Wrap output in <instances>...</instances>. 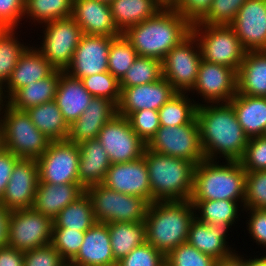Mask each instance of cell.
<instances>
[{
  "mask_svg": "<svg viewBox=\"0 0 266 266\" xmlns=\"http://www.w3.org/2000/svg\"><path fill=\"white\" fill-rule=\"evenodd\" d=\"M217 260L183 243L166 256V266H215Z\"/></svg>",
  "mask_w": 266,
  "mask_h": 266,
  "instance_id": "ee69618b",
  "label": "cell"
},
{
  "mask_svg": "<svg viewBox=\"0 0 266 266\" xmlns=\"http://www.w3.org/2000/svg\"><path fill=\"white\" fill-rule=\"evenodd\" d=\"M260 255L261 253L259 255H253L254 257L247 256V266H266V253H263L262 256Z\"/></svg>",
  "mask_w": 266,
  "mask_h": 266,
  "instance_id": "94428289",
  "label": "cell"
},
{
  "mask_svg": "<svg viewBox=\"0 0 266 266\" xmlns=\"http://www.w3.org/2000/svg\"><path fill=\"white\" fill-rule=\"evenodd\" d=\"M231 228L232 226L205 224L194 218L190 224L187 243L218 261L237 250L229 243L228 232Z\"/></svg>",
  "mask_w": 266,
  "mask_h": 266,
  "instance_id": "cb8c5ba5",
  "label": "cell"
},
{
  "mask_svg": "<svg viewBox=\"0 0 266 266\" xmlns=\"http://www.w3.org/2000/svg\"><path fill=\"white\" fill-rule=\"evenodd\" d=\"M84 234L85 232L69 228H52L51 245L69 263L77 255L83 243Z\"/></svg>",
  "mask_w": 266,
  "mask_h": 266,
  "instance_id": "7bdbcfd3",
  "label": "cell"
},
{
  "mask_svg": "<svg viewBox=\"0 0 266 266\" xmlns=\"http://www.w3.org/2000/svg\"><path fill=\"white\" fill-rule=\"evenodd\" d=\"M95 223L92 203L85 192L59 212L53 220V228H69L70 230L86 232Z\"/></svg>",
  "mask_w": 266,
  "mask_h": 266,
  "instance_id": "8d00e7d4",
  "label": "cell"
},
{
  "mask_svg": "<svg viewBox=\"0 0 266 266\" xmlns=\"http://www.w3.org/2000/svg\"><path fill=\"white\" fill-rule=\"evenodd\" d=\"M181 0H154V3L162 10H175Z\"/></svg>",
  "mask_w": 266,
  "mask_h": 266,
  "instance_id": "91938a15",
  "label": "cell"
},
{
  "mask_svg": "<svg viewBox=\"0 0 266 266\" xmlns=\"http://www.w3.org/2000/svg\"><path fill=\"white\" fill-rule=\"evenodd\" d=\"M25 0H0V22L8 28H22Z\"/></svg>",
  "mask_w": 266,
  "mask_h": 266,
  "instance_id": "f5cc1de1",
  "label": "cell"
},
{
  "mask_svg": "<svg viewBox=\"0 0 266 266\" xmlns=\"http://www.w3.org/2000/svg\"><path fill=\"white\" fill-rule=\"evenodd\" d=\"M111 248L116 262L135 247L147 242L145 222H115L108 224Z\"/></svg>",
  "mask_w": 266,
  "mask_h": 266,
  "instance_id": "e575fe53",
  "label": "cell"
},
{
  "mask_svg": "<svg viewBox=\"0 0 266 266\" xmlns=\"http://www.w3.org/2000/svg\"><path fill=\"white\" fill-rule=\"evenodd\" d=\"M246 170L239 161L203 160L195 166L190 201H244Z\"/></svg>",
  "mask_w": 266,
  "mask_h": 266,
  "instance_id": "277c9868",
  "label": "cell"
},
{
  "mask_svg": "<svg viewBox=\"0 0 266 266\" xmlns=\"http://www.w3.org/2000/svg\"><path fill=\"white\" fill-rule=\"evenodd\" d=\"M61 72L62 70L55 69L48 77L18 89L9 98V105L17 110L26 111L54 100Z\"/></svg>",
  "mask_w": 266,
  "mask_h": 266,
  "instance_id": "4dcf8cb0",
  "label": "cell"
},
{
  "mask_svg": "<svg viewBox=\"0 0 266 266\" xmlns=\"http://www.w3.org/2000/svg\"><path fill=\"white\" fill-rule=\"evenodd\" d=\"M3 148L20 159L37 160L51 142L31 121L29 114L6 106L0 119Z\"/></svg>",
  "mask_w": 266,
  "mask_h": 266,
  "instance_id": "8992f818",
  "label": "cell"
},
{
  "mask_svg": "<svg viewBox=\"0 0 266 266\" xmlns=\"http://www.w3.org/2000/svg\"><path fill=\"white\" fill-rule=\"evenodd\" d=\"M117 266H166V256L146 242L118 261Z\"/></svg>",
  "mask_w": 266,
  "mask_h": 266,
  "instance_id": "7dc6e473",
  "label": "cell"
},
{
  "mask_svg": "<svg viewBox=\"0 0 266 266\" xmlns=\"http://www.w3.org/2000/svg\"><path fill=\"white\" fill-rule=\"evenodd\" d=\"M138 57L131 43L120 35L111 41L108 53V72L120 80Z\"/></svg>",
  "mask_w": 266,
  "mask_h": 266,
  "instance_id": "60d3db41",
  "label": "cell"
},
{
  "mask_svg": "<svg viewBox=\"0 0 266 266\" xmlns=\"http://www.w3.org/2000/svg\"><path fill=\"white\" fill-rule=\"evenodd\" d=\"M98 223L144 222L149 203L135 195L116 192L102 184L85 189Z\"/></svg>",
  "mask_w": 266,
  "mask_h": 266,
  "instance_id": "52a82bcc",
  "label": "cell"
},
{
  "mask_svg": "<svg viewBox=\"0 0 266 266\" xmlns=\"http://www.w3.org/2000/svg\"><path fill=\"white\" fill-rule=\"evenodd\" d=\"M72 17L83 34L96 36H120L110 6L98 0H73Z\"/></svg>",
  "mask_w": 266,
  "mask_h": 266,
  "instance_id": "44dd1931",
  "label": "cell"
},
{
  "mask_svg": "<svg viewBox=\"0 0 266 266\" xmlns=\"http://www.w3.org/2000/svg\"><path fill=\"white\" fill-rule=\"evenodd\" d=\"M190 202L194 206L195 218L209 225L234 226L233 228H235V224L240 221L238 216H241L242 213H244L243 216L245 215L243 211L244 201L210 200Z\"/></svg>",
  "mask_w": 266,
  "mask_h": 266,
  "instance_id": "1f68e13d",
  "label": "cell"
},
{
  "mask_svg": "<svg viewBox=\"0 0 266 266\" xmlns=\"http://www.w3.org/2000/svg\"><path fill=\"white\" fill-rule=\"evenodd\" d=\"M247 0H213L208 14L199 22L207 25H230Z\"/></svg>",
  "mask_w": 266,
  "mask_h": 266,
  "instance_id": "bcb514c9",
  "label": "cell"
},
{
  "mask_svg": "<svg viewBox=\"0 0 266 266\" xmlns=\"http://www.w3.org/2000/svg\"><path fill=\"white\" fill-rule=\"evenodd\" d=\"M110 4L113 0H98Z\"/></svg>",
  "mask_w": 266,
  "mask_h": 266,
  "instance_id": "03108f58",
  "label": "cell"
},
{
  "mask_svg": "<svg viewBox=\"0 0 266 266\" xmlns=\"http://www.w3.org/2000/svg\"><path fill=\"white\" fill-rule=\"evenodd\" d=\"M194 218V206L190 200L152 202L144 220L147 243L167 256L174 248L187 242Z\"/></svg>",
  "mask_w": 266,
  "mask_h": 266,
  "instance_id": "3957f363",
  "label": "cell"
},
{
  "mask_svg": "<svg viewBox=\"0 0 266 266\" xmlns=\"http://www.w3.org/2000/svg\"><path fill=\"white\" fill-rule=\"evenodd\" d=\"M188 93L201 97V104L229 103L237 93V71L201 60L195 85Z\"/></svg>",
  "mask_w": 266,
  "mask_h": 266,
  "instance_id": "9a60e30c",
  "label": "cell"
},
{
  "mask_svg": "<svg viewBox=\"0 0 266 266\" xmlns=\"http://www.w3.org/2000/svg\"><path fill=\"white\" fill-rule=\"evenodd\" d=\"M107 223L96 222L84 234L77 255L68 266H117Z\"/></svg>",
  "mask_w": 266,
  "mask_h": 266,
  "instance_id": "7402d4cb",
  "label": "cell"
},
{
  "mask_svg": "<svg viewBox=\"0 0 266 266\" xmlns=\"http://www.w3.org/2000/svg\"><path fill=\"white\" fill-rule=\"evenodd\" d=\"M85 193L79 183L48 184L37 186L33 208L54 220L59 212Z\"/></svg>",
  "mask_w": 266,
  "mask_h": 266,
  "instance_id": "484cf974",
  "label": "cell"
},
{
  "mask_svg": "<svg viewBox=\"0 0 266 266\" xmlns=\"http://www.w3.org/2000/svg\"><path fill=\"white\" fill-rule=\"evenodd\" d=\"M102 185L126 195L139 196L149 204L153 202L148 169L143 156L131 162L111 164Z\"/></svg>",
  "mask_w": 266,
  "mask_h": 266,
  "instance_id": "ac0fdd59",
  "label": "cell"
},
{
  "mask_svg": "<svg viewBox=\"0 0 266 266\" xmlns=\"http://www.w3.org/2000/svg\"><path fill=\"white\" fill-rule=\"evenodd\" d=\"M117 114V106L105 98L93 97L82 115L69 125L67 140L79 144L97 139L104 125Z\"/></svg>",
  "mask_w": 266,
  "mask_h": 266,
  "instance_id": "603a6c76",
  "label": "cell"
},
{
  "mask_svg": "<svg viewBox=\"0 0 266 266\" xmlns=\"http://www.w3.org/2000/svg\"><path fill=\"white\" fill-rule=\"evenodd\" d=\"M239 162L246 171L266 170V137L250 138Z\"/></svg>",
  "mask_w": 266,
  "mask_h": 266,
  "instance_id": "681fc988",
  "label": "cell"
},
{
  "mask_svg": "<svg viewBox=\"0 0 266 266\" xmlns=\"http://www.w3.org/2000/svg\"><path fill=\"white\" fill-rule=\"evenodd\" d=\"M146 148L158 154L186 159L195 165L205 160L197 118L186 125L160 126Z\"/></svg>",
  "mask_w": 266,
  "mask_h": 266,
  "instance_id": "30bf717a",
  "label": "cell"
},
{
  "mask_svg": "<svg viewBox=\"0 0 266 266\" xmlns=\"http://www.w3.org/2000/svg\"><path fill=\"white\" fill-rule=\"evenodd\" d=\"M10 213L11 211H9L0 202V248L8 246V225Z\"/></svg>",
  "mask_w": 266,
  "mask_h": 266,
  "instance_id": "6f0895ef",
  "label": "cell"
},
{
  "mask_svg": "<svg viewBox=\"0 0 266 266\" xmlns=\"http://www.w3.org/2000/svg\"><path fill=\"white\" fill-rule=\"evenodd\" d=\"M92 98L81 79L73 78L65 71L60 73L54 100L68 125L82 115Z\"/></svg>",
  "mask_w": 266,
  "mask_h": 266,
  "instance_id": "4316f807",
  "label": "cell"
},
{
  "mask_svg": "<svg viewBox=\"0 0 266 266\" xmlns=\"http://www.w3.org/2000/svg\"><path fill=\"white\" fill-rule=\"evenodd\" d=\"M0 266H24V252L10 246L0 248Z\"/></svg>",
  "mask_w": 266,
  "mask_h": 266,
  "instance_id": "9f6ffc18",
  "label": "cell"
},
{
  "mask_svg": "<svg viewBox=\"0 0 266 266\" xmlns=\"http://www.w3.org/2000/svg\"><path fill=\"white\" fill-rule=\"evenodd\" d=\"M19 159V157L5 149L0 151V199L3 197L13 167Z\"/></svg>",
  "mask_w": 266,
  "mask_h": 266,
  "instance_id": "11a10c76",
  "label": "cell"
},
{
  "mask_svg": "<svg viewBox=\"0 0 266 266\" xmlns=\"http://www.w3.org/2000/svg\"><path fill=\"white\" fill-rule=\"evenodd\" d=\"M196 118L206 160L239 161L243 157L249 138L230 103L200 104Z\"/></svg>",
  "mask_w": 266,
  "mask_h": 266,
  "instance_id": "6da1fadb",
  "label": "cell"
},
{
  "mask_svg": "<svg viewBox=\"0 0 266 266\" xmlns=\"http://www.w3.org/2000/svg\"><path fill=\"white\" fill-rule=\"evenodd\" d=\"M229 103L249 139L263 136L266 128V97L236 93Z\"/></svg>",
  "mask_w": 266,
  "mask_h": 266,
  "instance_id": "f1b7e54d",
  "label": "cell"
},
{
  "mask_svg": "<svg viewBox=\"0 0 266 266\" xmlns=\"http://www.w3.org/2000/svg\"><path fill=\"white\" fill-rule=\"evenodd\" d=\"M53 220L33 207L11 211L8 225V246L20 251L51 244Z\"/></svg>",
  "mask_w": 266,
  "mask_h": 266,
  "instance_id": "4fadbf2b",
  "label": "cell"
},
{
  "mask_svg": "<svg viewBox=\"0 0 266 266\" xmlns=\"http://www.w3.org/2000/svg\"><path fill=\"white\" fill-rule=\"evenodd\" d=\"M121 97L117 113L128 117L131 113L152 109L158 111L177 91L164 77L156 82L132 87H120Z\"/></svg>",
  "mask_w": 266,
  "mask_h": 266,
  "instance_id": "ffe728a7",
  "label": "cell"
},
{
  "mask_svg": "<svg viewBox=\"0 0 266 266\" xmlns=\"http://www.w3.org/2000/svg\"><path fill=\"white\" fill-rule=\"evenodd\" d=\"M73 0H25L23 19L31 25H41L52 20L72 16ZM30 20V21H28Z\"/></svg>",
  "mask_w": 266,
  "mask_h": 266,
  "instance_id": "74e56055",
  "label": "cell"
},
{
  "mask_svg": "<svg viewBox=\"0 0 266 266\" xmlns=\"http://www.w3.org/2000/svg\"><path fill=\"white\" fill-rule=\"evenodd\" d=\"M243 211L249 217H246L245 224L251 241L259 245L263 251L265 248L264 253H266V209H244Z\"/></svg>",
  "mask_w": 266,
  "mask_h": 266,
  "instance_id": "816d5d0a",
  "label": "cell"
},
{
  "mask_svg": "<svg viewBox=\"0 0 266 266\" xmlns=\"http://www.w3.org/2000/svg\"><path fill=\"white\" fill-rule=\"evenodd\" d=\"M17 31V28H9L0 38V84L3 86L7 84L20 56L30 46L26 45L22 36L19 38Z\"/></svg>",
  "mask_w": 266,
  "mask_h": 266,
  "instance_id": "f35d334b",
  "label": "cell"
},
{
  "mask_svg": "<svg viewBox=\"0 0 266 266\" xmlns=\"http://www.w3.org/2000/svg\"><path fill=\"white\" fill-rule=\"evenodd\" d=\"M80 151L68 140L51 141L48 149L36 160L39 183H79Z\"/></svg>",
  "mask_w": 266,
  "mask_h": 266,
  "instance_id": "7c38bea8",
  "label": "cell"
},
{
  "mask_svg": "<svg viewBox=\"0 0 266 266\" xmlns=\"http://www.w3.org/2000/svg\"><path fill=\"white\" fill-rule=\"evenodd\" d=\"M9 104V99L5 93V86L0 84V119L5 112L6 106Z\"/></svg>",
  "mask_w": 266,
  "mask_h": 266,
  "instance_id": "6125c7cd",
  "label": "cell"
},
{
  "mask_svg": "<svg viewBox=\"0 0 266 266\" xmlns=\"http://www.w3.org/2000/svg\"><path fill=\"white\" fill-rule=\"evenodd\" d=\"M97 140L106 150L111 164L137 160L146 149L145 142L132 129L128 118L118 113L100 130Z\"/></svg>",
  "mask_w": 266,
  "mask_h": 266,
  "instance_id": "5bb4252c",
  "label": "cell"
},
{
  "mask_svg": "<svg viewBox=\"0 0 266 266\" xmlns=\"http://www.w3.org/2000/svg\"><path fill=\"white\" fill-rule=\"evenodd\" d=\"M78 146L80 151L79 184L84 189L102 184L111 165L106 150L97 139L86 140Z\"/></svg>",
  "mask_w": 266,
  "mask_h": 266,
  "instance_id": "83f0119b",
  "label": "cell"
},
{
  "mask_svg": "<svg viewBox=\"0 0 266 266\" xmlns=\"http://www.w3.org/2000/svg\"><path fill=\"white\" fill-rule=\"evenodd\" d=\"M202 60L197 38L191 33L162 60V76L177 92H189L195 85Z\"/></svg>",
  "mask_w": 266,
  "mask_h": 266,
  "instance_id": "8fae6325",
  "label": "cell"
},
{
  "mask_svg": "<svg viewBox=\"0 0 266 266\" xmlns=\"http://www.w3.org/2000/svg\"><path fill=\"white\" fill-rule=\"evenodd\" d=\"M143 157L148 169L153 202L190 200L196 166L194 163L158 154L147 148Z\"/></svg>",
  "mask_w": 266,
  "mask_h": 266,
  "instance_id": "5b68a950",
  "label": "cell"
},
{
  "mask_svg": "<svg viewBox=\"0 0 266 266\" xmlns=\"http://www.w3.org/2000/svg\"><path fill=\"white\" fill-rule=\"evenodd\" d=\"M109 6L114 23L122 34L129 27L150 19L160 10L154 0H113Z\"/></svg>",
  "mask_w": 266,
  "mask_h": 266,
  "instance_id": "836d02e7",
  "label": "cell"
},
{
  "mask_svg": "<svg viewBox=\"0 0 266 266\" xmlns=\"http://www.w3.org/2000/svg\"><path fill=\"white\" fill-rule=\"evenodd\" d=\"M38 182L37 161L34 159H19L13 167L0 202L9 211L32 208Z\"/></svg>",
  "mask_w": 266,
  "mask_h": 266,
  "instance_id": "e0dca14e",
  "label": "cell"
},
{
  "mask_svg": "<svg viewBox=\"0 0 266 266\" xmlns=\"http://www.w3.org/2000/svg\"><path fill=\"white\" fill-rule=\"evenodd\" d=\"M213 0H181L175 9L191 25L199 23L209 12Z\"/></svg>",
  "mask_w": 266,
  "mask_h": 266,
  "instance_id": "db71d44e",
  "label": "cell"
},
{
  "mask_svg": "<svg viewBox=\"0 0 266 266\" xmlns=\"http://www.w3.org/2000/svg\"><path fill=\"white\" fill-rule=\"evenodd\" d=\"M188 92H177L158 110L160 126H181L191 123L196 118L198 105L195 97ZM195 99V100H194Z\"/></svg>",
  "mask_w": 266,
  "mask_h": 266,
  "instance_id": "d590c367",
  "label": "cell"
},
{
  "mask_svg": "<svg viewBox=\"0 0 266 266\" xmlns=\"http://www.w3.org/2000/svg\"><path fill=\"white\" fill-rule=\"evenodd\" d=\"M263 136L266 137V128H265V131H264V133H263Z\"/></svg>",
  "mask_w": 266,
  "mask_h": 266,
  "instance_id": "003e7915",
  "label": "cell"
},
{
  "mask_svg": "<svg viewBox=\"0 0 266 266\" xmlns=\"http://www.w3.org/2000/svg\"><path fill=\"white\" fill-rule=\"evenodd\" d=\"M238 252L234 251L231 255L218 260L215 266H247V255Z\"/></svg>",
  "mask_w": 266,
  "mask_h": 266,
  "instance_id": "680465c9",
  "label": "cell"
},
{
  "mask_svg": "<svg viewBox=\"0 0 266 266\" xmlns=\"http://www.w3.org/2000/svg\"><path fill=\"white\" fill-rule=\"evenodd\" d=\"M31 121L49 140H67L69 125L64 120L55 100L42 103L26 110Z\"/></svg>",
  "mask_w": 266,
  "mask_h": 266,
  "instance_id": "d6a6232c",
  "label": "cell"
},
{
  "mask_svg": "<svg viewBox=\"0 0 266 266\" xmlns=\"http://www.w3.org/2000/svg\"><path fill=\"white\" fill-rule=\"evenodd\" d=\"M24 266H68V263L51 244H47L25 251Z\"/></svg>",
  "mask_w": 266,
  "mask_h": 266,
  "instance_id": "f907efd6",
  "label": "cell"
},
{
  "mask_svg": "<svg viewBox=\"0 0 266 266\" xmlns=\"http://www.w3.org/2000/svg\"><path fill=\"white\" fill-rule=\"evenodd\" d=\"M115 37L118 36L83 34L65 72L73 78L82 79L108 71L109 48Z\"/></svg>",
  "mask_w": 266,
  "mask_h": 266,
  "instance_id": "2e32d148",
  "label": "cell"
},
{
  "mask_svg": "<svg viewBox=\"0 0 266 266\" xmlns=\"http://www.w3.org/2000/svg\"><path fill=\"white\" fill-rule=\"evenodd\" d=\"M2 149H4V148H3L2 132H1V129H0V151Z\"/></svg>",
  "mask_w": 266,
  "mask_h": 266,
  "instance_id": "e7e4bbea",
  "label": "cell"
},
{
  "mask_svg": "<svg viewBox=\"0 0 266 266\" xmlns=\"http://www.w3.org/2000/svg\"><path fill=\"white\" fill-rule=\"evenodd\" d=\"M202 60L220 64L238 71L246 51L230 25H192Z\"/></svg>",
  "mask_w": 266,
  "mask_h": 266,
  "instance_id": "ba28073f",
  "label": "cell"
},
{
  "mask_svg": "<svg viewBox=\"0 0 266 266\" xmlns=\"http://www.w3.org/2000/svg\"><path fill=\"white\" fill-rule=\"evenodd\" d=\"M162 77V61L160 59L138 56L119 80V85L120 87H132L156 82Z\"/></svg>",
  "mask_w": 266,
  "mask_h": 266,
  "instance_id": "ab89813d",
  "label": "cell"
},
{
  "mask_svg": "<svg viewBox=\"0 0 266 266\" xmlns=\"http://www.w3.org/2000/svg\"><path fill=\"white\" fill-rule=\"evenodd\" d=\"M192 33V25L175 10L160 9L153 17L129 27L124 37L138 56L160 59Z\"/></svg>",
  "mask_w": 266,
  "mask_h": 266,
  "instance_id": "7a4b0ae2",
  "label": "cell"
},
{
  "mask_svg": "<svg viewBox=\"0 0 266 266\" xmlns=\"http://www.w3.org/2000/svg\"><path fill=\"white\" fill-rule=\"evenodd\" d=\"M42 39L34 47L58 70L65 71L71 64L83 32L72 16L42 24Z\"/></svg>",
  "mask_w": 266,
  "mask_h": 266,
  "instance_id": "9c48e42d",
  "label": "cell"
},
{
  "mask_svg": "<svg viewBox=\"0 0 266 266\" xmlns=\"http://www.w3.org/2000/svg\"><path fill=\"white\" fill-rule=\"evenodd\" d=\"M54 70L46 58L30 45L20 56L5 85L6 96L9 99L18 89L48 77Z\"/></svg>",
  "mask_w": 266,
  "mask_h": 266,
  "instance_id": "d4e9b609",
  "label": "cell"
},
{
  "mask_svg": "<svg viewBox=\"0 0 266 266\" xmlns=\"http://www.w3.org/2000/svg\"><path fill=\"white\" fill-rule=\"evenodd\" d=\"M230 26L246 52L266 51V0H247Z\"/></svg>",
  "mask_w": 266,
  "mask_h": 266,
  "instance_id": "d6986e66",
  "label": "cell"
},
{
  "mask_svg": "<svg viewBox=\"0 0 266 266\" xmlns=\"http://www.w3.org/2000/svg\"><path fill=\"white\" fill-rule=\"evenodd\" d=\"M85 89L93 96L112 101L116 106L119 104L121 89L119 80L110 72H101L81 79Z\"/></svg>",
  "mask_w": 266,
  "mask_h": 266,
  "instance_id": "b9f144b4",
  "label": "cell"
},
{
  "mask_svg": "<svg viewBox=\"0 0 266 266\" xmlns=\"http://www.w3.org/2000/svg\"><path fill=\"white\" fill-rule=\"evenodd\" d=\"M8 29L9 28L7 26H0V38Z\"/></svg>",
  "mask_w": 266,
  "mask_h": 266,
  "instance_id": "be15d7a7",
  "label": "cell"
},
{
  "mask_svg": "<svg viewBox=\"0 0 266 266\" xmlns=\"http://www.w3.org/2000/svg\"><path fill=\"white\" fill-rule=\"evenodd\" d=\"M237 93L266 97V51L245 53L237 71Z\"/></svg>",
  "mask_w": 266,
  "mask_h": 266,
  "instance_id": "f546056e",
  "label": "cell"
},
{
  "mask_svg": "<svg viewBox=\"0 0 266 266\" xmlns=\"http://www.w3.org/2000/svg\"><path fill=\"white\" fill-rule=\"evenodd\" d=\"M132 129L147 144L160 128L158 111L143 109L131 113L128 117Z\"/></svg>",
  "mask_w": 266,
  "mask_h": 266,
  "instance_id": "c3c4849f",
  "label": "cell"
},
{
  "mask_svg": "<svg viewBox=\"0 0 266 266\" xmlns=\"http://www.w3.org/2000/svg\"><path fill=\"white\" fill-rule=\"evenodd\" d=\"M243 209H266V170L246 171Z\"/></svg>",
  "mask_w": 266,
  "mask_h": 266,
  "instance_id": "f6af8a7d",
  "label": "cell"
}]
</instances>
